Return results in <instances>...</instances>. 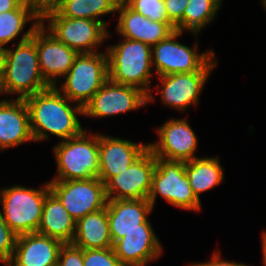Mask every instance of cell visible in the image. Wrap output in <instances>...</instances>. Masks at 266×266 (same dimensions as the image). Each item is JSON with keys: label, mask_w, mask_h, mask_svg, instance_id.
<instances>
[{"label": "cell", "mask_w": 266, "mask_h": 266, "mask_svg": "<svg viewBox=\"0 0 266 266\" xmlns=\"http://www.w3.org/2000/svg\"><path fill=\"white\" fill-rule=\"evenodd\" d=\"M170 204L186 210H200L201 201L193 194L185 172V162L156 157V168L148 201L154 207L157 194Z\"/></svg>", "instance_id": "cell-7"}, {"label": "cell", "mask_w": 266, "mask_h": 266, "mask_svg": "<svg viewBox=\"0 0 266 266\" xmlns=\"http://www.w3.org/2000/svg\"><path fill=\"white\" fill-rule=\"evenodd\" d=\"M147 103V95L138 88L109 79L83 107V115L106 117L128 112Z\"/></svg>", "instance_id": "cell-12"}, {"label": "cell", "mask_w": 266, "mask_h": 266, "mask_svg": "<svg viewBox=\"0 0 266 266\" xmlns=\"http://www.w3.org/2000/svg\"><path fill=\"white\" fill-rule=\"evenodd\" d=\"M62 84L63 95L70 101H78L84 107L108 80L107 53H81Z\"/></svg>", "instance_id": "cell-6"}, {"label": "cell", "mask_w": 266, "mask_h": 266, "mask_svg": "<svg viewBox=\"0 0 266 266\" xmlns=\"http://www.w3.org/2000/svg\"><path fill=\"white\" fill-rule=\"evenodd\" d=\"M72 244L83 250L113 247L107 207L89 213L76 222Z\"/></svg>", "instance_id": "cell-23"}, {"label": "cell", "mask_w": 266, "mask_h": 266, "mask_svg": "<svg viewBox=\"0 0 266 266\" xmlns=\"http://www.w3.org/2000/svg\"><path fill=\"white\" fill-rule=\"evenodd\" d=\"M113 249L123 266H146L162 250L148 220L143 223V230L127 233L113 244Z\"/></svg>", "instance_id": "cell-17"}, {"label": "cell", "mask_w": 266, "mask_h": 266, "mask_svg": "<svg viewBox=\"0 0 266 266\" xmlns=\"http://www.w3.org/2000/svg\"><path fill=\"white\" fill-rule=\"evenodd\" d=\"M48 183L51 192L76 222L107 206L106 185L98 177Z\"/></svg>", "instance_id": "cell-8"}, {"label": "cell", "mask_w": 266, "mask_h": 266, "mask_svg": "<svg viewBox=\"0 0 266 266\" xmlns=\"http://www.w3.org/2000/svg\"><path fill=\"white\" fill-rule=\"evenodd\" d=\"M192 266H248V265L237 262L222 261L220 260V254L218 252L212 256L211 261L200 264L196 263L193 264Z\"/></svg>", "instance_id": "cell-34"}, {"label": "cell", "mask_w": 266, "mask_h": 266, "mask_svg": "<svg viewBox=\"0 0 266 266\" xmlns=\"http://www.w3.org/2000/svg\"><path fill=\"white\" fill-rule=\"evenodd\" d=\"M84 266H123L113 247L104 249H84Z\"/></svg>", "instance_id": "cell-29"}, {"label": "cell", "mask_w": 266, "mask_h": 266, "mask_svg": "<svg viewBox=\"0 0 266 266\" xmlns=\"http://www.w3.org/2000/svg\"><path fill=\"white\" fill-rule=\"evenodd\" d=\"M263 4L264 8H266V0H263Z\"/></svg>", "instance_id": "cell-38"}, {"label": "cell", "mask_w": 266, "mask_h": 266, "mask_svg": "<svg viewBox=\"0 0 266 266\" xmlns=\"http://www.w3.org/2000/svg\"><path fill=\"white\" fill-rule=\"evenodd\" d=\"M40 23L41 21H36L32 25L15 50L4 48L1 93H18L19 99H25L50 87L40 72L36 43L31 38Z\"/></svg>", "instance_id": "cell-2"}, {"label": "cell", "mask_w": 266, "mask_h": 266, "mask_svg": "<svg viewBox=\"0 0 266 266\" xmlns=\"http://www.w3.org/2000/svg\"><path fill=\"white\" fill-rule=\"evenodd\" d=\"M106 207L113 244L132 230H143L153 209L148 199H108Z\"/></svg>", "instance_id": "cell-20"}, {"label": "cell", "mask_w": 266, "mask_h": 266, "mask_svg": "<svg viewBox=\"0 0 266 266\" xmlns=\"http://www.w3.org/2000/svg\"><path fill=\"white\" fill-rule=\"evenodd\" d=\"M57 266H84L83 249L65 243L59 251Z\"/></svg>", "instance_id": "cell-31"}, {"label": "cell", "mask_w": 266, "mask_h": 266, "mask_svg": "<svg viewBox=\"0 0 266 266\" xmlns=\"http://www.w3.org/2000/svg\"><path fill=\"white\" fill-rule=\"evenodd\" d=\"M17 235L8 227L0 211V262L8 263L14 253Z\"/></svg>", "instance_id": "cell-30"}, {"label": "cell", "mask_w": 266, "mask_h": 266, "mask_svg": "<svg viewBox=\"0 0 266 266\" xmlns=\"http://www.w3.org/2000/svg\"><path fill=\"white\" fill-rule=\"evenodd\" d=\"M31 38L36 43L43 78L50 86H56V77L68 73L79 53L64 45L51 32L46 35L44 22L35 28Z\"/></svg>", "instance_id": "cell-13"}, {"label": "cell", "mask_w": 266, "mask_h": 266, "mask_svg": "<svg viewBox=\"0 0 266 266\" xmlns=\"http://www.w3.org/2000/svg\"><path fill=\"white\" fill-rule=\"evenodd\" d=\"M222 0H189L184 10L183 19L175 26L177 31L185 29L194 32L195 35L212 21Z\"/></svg>", "instance_id": "cell-26"}, {"label": "cell", "mask_w": 266, "mask_h": 266, "mask_svg": "<svg viewBox=\"0 0 266 266\" xmlns=\"http://www.w3.org/2000/svg\"><path fill=\"white\" fill-rule=\"evenodd\" d=\"M24 100L29 110L34 141L46 139V132L67 140L83 131L76 116V113L83 115V107L79 104L71 107L69 102L72 101L62 96L56 86H50Z\"/></svg>", "instance_id": "cell-1"}, {"label": "cell", "mask_w": 266, "mask_h": 266, "mask_svg": "<svg viewBox=\"0 0 266 266\" xmlns=\"http://www.w3.org/2000/svg\"><path fill=\"white\" fill-rule=\"evenodd\" d=\"M148 145L99 135V175L106 185L114 176L126 170Z\"/></svg>", "instance_id": "cell-16"}, {"label": "cell", "mask_w": 266, "mask_h": 266, "mask_svg": "<svg viewBox=\"0 0 266 266\" xmlns=\"http://www.w3.org/2000/svg\"><path fill=\"white\" fill-rule=\"evenodd\" d=\"M41 18L24 2L16 9L0 13V47L16 38L30 20Z\"/></svg>", "instance_id": "cell-27"}, {"label": "cell", "mask_w": 266, "mask_h": 266, "mask_svg": "<svg viewBox=\"0 0 266 266\" xmlns=\"http://www.w3.org/2000/svg\"><path fill=\"white\" fill-rule=\"evenodd\" d=\"M182 32L175 30L166 39L151 47L152 64H155L158 76L199 71L212 57L214 52L198 54L197 45L194 50L175 42Z\"/></svg>", "instance_id": "cell-10"}, {"label": "cell", "mask_w": 266, "mask_h": 266, "mask_svg": "<svg viewBox=\"0 0 266 266\" xmlns=\"http://www.w3.org/2000/svg\"><path fill=\"white\" fill-rule=\"evenodd\" d=\"M64 243L56 238L28 233L17 236L11 260L12 266H57Z\"/></svg>", "instance_id": "cell-18"}, {"label": "cell", "mask_w": 266, "mask_h": 266, "mask_svg": "<svg viewBox=\"0 0 266 266\" xmlns=\"http://www.w3.org/2000/svg\"><path fill=\"white\" fill-rule=\"evenodd\" d=\"M34 141L29 110L24 99L0 102V149Z\"/></svg>", "instance_id": "cell-21"}, {"label": "cell", "mask_w": 266, "mask_h": 266, "mask_svg": "<svg viewBox=\"0 0 266 266\" xmlns=\"http://www.w3.org/2000/svg\"><path fill=\"white\" fill-rule=\"evenodd\" d=\"M120 0H62L56 9L62 16L69 18H84L101 22L98 16L117 11Z\"/></svg>", "instance_id": "cell-25"}, {"label": "cell", "mask_w": 266, "mask_h": 266, "mask_svg": "<svg viewBox=\"0 0 266 266\" xmlns=\"http://www.w3.org/2000/svg\"><path fill=\"white\" fill-rule=\"evenodd\" d=\"M262 243H263V260H264V264H265V266H266V232H263V241H262Z\"/></svg>", "instance_id": "cell-36"}, {"label": "cell", "mask_w": 266, "mask_h": 266, "mask_svg": "<svg viewBox=\"0 0 266 266\" xmlns=\"http://www.w3.org/2000/svg\"><path fill=\"white\" fill-rule=\"evenodd\" d=\"M185 172L198 200L199 194L221 183L224 179L223 168L218 158H195L185 162Z\"/></svg>", "instance_id": "cell-24"}, {"label": "cell", "mask_w": 266, "mask_h": 266, "mask_svg": "<svg viewBox=\"0 0 266 266\" xmlns=\"http://www.w3.org/2000/svg\"><path fill=\"white\" fill-rule=\"evenodd\" d=\"M23 0H0V13L16 10Z\"/></svg>", "instance_id": "cell-35"}, {"label": "cell", "mask_w": 266, "mask_h": 266, "mask_svg": "<svg viewBox=\"0 0 266 266\" xmlns=\"http://www.w3.org/2000/svg\"><path fill=\"white\" fill-rule=\"evenodd\" d=\"M122 43L107 48L108 79L118 84L132 86L152 99L150 74L152 66L151 46L143 42L126 39ZM149 88V89H148Z\"/></svg>", "instance_id": "cell-3"}, {"label": "cell", "mask_w": 266, "mask_h": 266, "mask_svg": "<svg viewBox=\"0 0 266 266\" xmlns=\"http://www.w3.org/2000/svg\"><path fill=\"white\" fill-rule=\"evenodd\" d=\"M132 10L156 22H169L164 0H122Z\"/></svg>", "instance_id": "cell-28"}, {"label": "cell", "mask_w": 266, "mask_h": 266, "mask_svg": "<svg viewBox=\"0 0 266 266\" xmlns=\"http://www.w3.org/2000/svg\"><path fill=\"white\" fill-rule=\"evenodd\" d=\"M50 20L48 31L67 47L81 53H94L109 36L106 27L99 21L62 16L57 10L48 12L42 19Z\"/></svg>", "instance_id": "cell-9"}, {"label": "cell", "mask_w": 266, "mask_h": 266, "mask_svg": "<svg viewBox=\"0 0 266 266\" xmlns=\"http://www.w3.org/2000/svg\"><path fill=\"white\" fill-rule=\"evenodd\" d=\"M58 176L53 181L80 180L99 175V135L77 136L62 140L54 148Z\"/></svg>", "instance_id": "cell-4"}, {"label": "cell", "mask_w": 266, "mask_h": 266, "mask_svg": "<svg viewBox=\"0 0 266 266\" xmlns=\"http://www.w3.org/2000/svg\"><path fill=\"white\" fill-rule=\"evenodd\" d=\"M117 11L120 17L116 29L126 39L137 40L152 47L176 30L170 22H156L143 17L122 0Z\"/></svg>", "instance_id": "cell-19"}, {"label": "cell", "mask_w": 266, "mask_h": 266, "mask_svg": "<svg viewBox=\"0 0 266 266\" xmlns=\"http://www.w3.org/2000/svg\"><path fill=\"white\" fill-rule=\"evenodd\" d=\"M212 61L211 58L197 72L159 76L163 84L161 95L164 104L181 111H184L188 105L197 104L203 85L217 64Z\"/></svg>", "instance_id": "cell-14"}, {"label": "cell", "mask_w": 266, "mask_h": 266, "mask_svg": "<svg viewBox=\"0 0 266 266\" xmlns=\"http://www.w3.org/2000/svg\"><path fill=\"white\" fill-rule=\"evenodd\" d=\"M3 53H4V48L0 47V77L2 74Z\"/></svg>", "instance_id": "cell-37"}, {"label": "cell", "mask_w": 266, "mask_h": 266, "mask_svg": "<svg viewBox=\"0 0 266 266\" xmlns=\"http://www.w3.org/2000/svg\"><path fill=\"white\" fill-rule=\"evenodd\" d=\"M76 231V221L64 208L61 201L50 192L43 205L41 221L36 233L72 243Z\"/></svg>", "instance_id": "cell-22"}, {"label": "cell", "mask_w": 266, "mask_h": 266, "mask_svg": "<svg viewBox=\"0 0 266 266\" xmlns=\"http://www.w3.org/2000/svg\"><path fill=\"white\" fill-rule=\"evenodd\" d=\"M155 168L156 157L148 147L126 170L106 184L107 198L148 199Z\"/></svg>", "instance_id": "cell-11"}, {"label": "cell", "mask_w": 266, "mask_h": 266, "mask_svg": "<svg viewBox=\"0 0 266 266\" xmlns=\"http://www.w3.org/2000/svg\"><path fill=\"white\" fill-rule=\"evenodd\" d=\"M50 192L49 183L40 190L16 185L2 190L0 201L4 213L1 214L17 236L37 232L45 198Z\"/></svg>", "instance_id": "cell-5"}, {"label": "cell", "mask_w": 266, "mask_h": 266, "mask_svg": "<svg viewBox=\"0 0 266 266\" xmlns=\"http://www.w3.org/2000/svg\"><path fill=\"white\" fill-rule=\"evenodd\" d=\"M189 0H164L168 21L175 27L182 19Z\"/></svg>", "instance_id": "cell-32"}, {"label": "cell", "mask_w": 266, "mask_h": 266, "mask_svg": "<svg viewBox=\"0 0 266 266\" xmlns=\"http://www.w3.org/2000/svg\"><path fill=\"white\" fill-rule=\"evenodd\" d=\"M159 141L148 144L155 157L166 160L190 161L197 157V137L185 119L167 121L158 129Z\"/></svg>", "instance_id": "cell-15"}, {"label": "cell", "mask_w": 266, "mask_h": 266, "mask_svg": "<svg viewBox=\"0 0 266 266\" xmlns=\"http://www.w3.org/2000/svg\"><path fill=\"white\" fill-rule=\"evenodd\" d=\"M62 0H23L41 19L51 11L56 10Z\"/></svg>", "instance_id": "cell-33"}]
</instances>
